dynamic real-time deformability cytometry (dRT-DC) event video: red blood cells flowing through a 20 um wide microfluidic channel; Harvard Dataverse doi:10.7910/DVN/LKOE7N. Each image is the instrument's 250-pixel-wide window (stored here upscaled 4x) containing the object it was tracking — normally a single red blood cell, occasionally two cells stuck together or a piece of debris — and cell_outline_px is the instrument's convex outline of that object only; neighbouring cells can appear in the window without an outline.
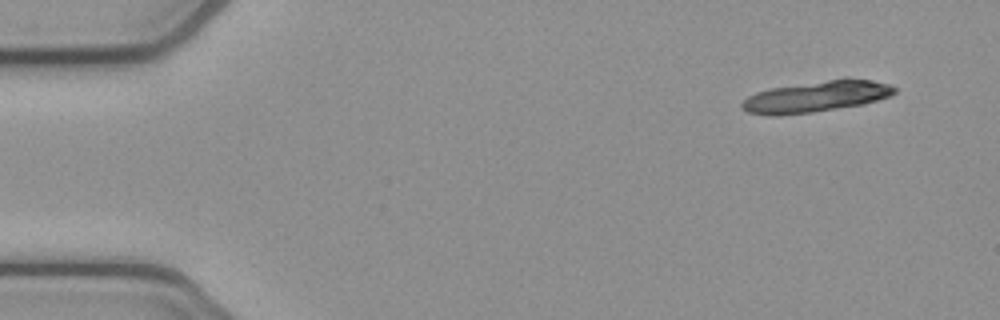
{"species": "common noctule bat (a hibernating species)", "species_latin": "Nyctalus noctula", "temperature_condition": "cold", "stored_images_in_passage": 6, "camera_frame_rate_fps": 3000, "um_per_image_px": 0.085, "animal": {"sex": "female", "body_mass_g": 21.9}, "frame": {"image": 1, "passage_image": 1, "time_ms": 0.0, "image_size_px": [1000, 320], "cell_outline_px": [[896, 92], [892, 96], [864, 104], [812, 112], [780, 116], [768, 116], [748, 112], [740, 108], [740, 104], [748, 96], [756, 92], [768, 88], [844, 76], [848, 76], [872, 80], [888, 84], [896, 88]], "centroid_in_image_um": [69.38, 8.18], "position_along_channel_um": 15.6, "area_um2": 28.55}}